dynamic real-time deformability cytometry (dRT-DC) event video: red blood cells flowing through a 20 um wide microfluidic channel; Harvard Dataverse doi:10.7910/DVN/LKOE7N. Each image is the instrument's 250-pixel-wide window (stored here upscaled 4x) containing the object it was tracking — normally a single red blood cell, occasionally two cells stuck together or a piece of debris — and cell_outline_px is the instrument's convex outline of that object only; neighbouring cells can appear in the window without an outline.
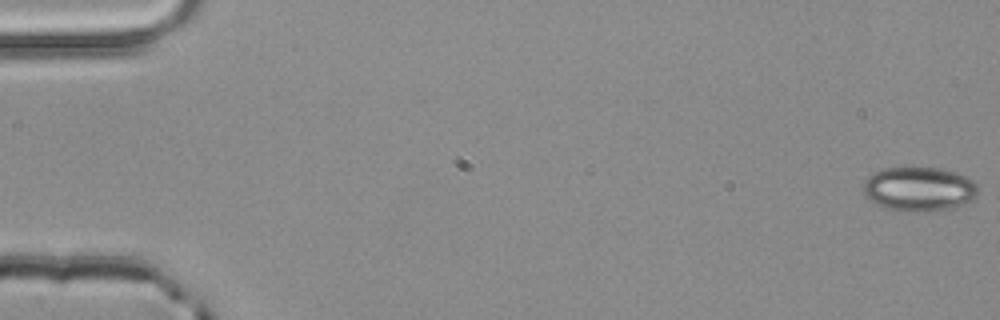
{"species": "common noctule bat (a hibernating species)", "species_latin": "Nyctalus noctula", "temperature_condition": "room temperature", "stored_images_in_passage": 53, "camera_frame_rate_fps": 3000, "um_per_image_px": 0.085, "animal": {"sex": "male", "body_mass_g": 20.4}, "frame": {"image": 1, "passage_image": 1, "time_ms": 0.0, "image_size_px": [1000, 320], "cell_outline_px": [[976, 192], [972, 200], [948, 208], [884, 208], [876, 204], [864, 192], [864, 180], [868, 176], [884, 168], [940, 168], [964, 176], [972, 180], [976, 184]], "centroid_in_image_um": [78.09, 16.0], "position_along_channel_um": 6.9, "area_um2": 27.92}}
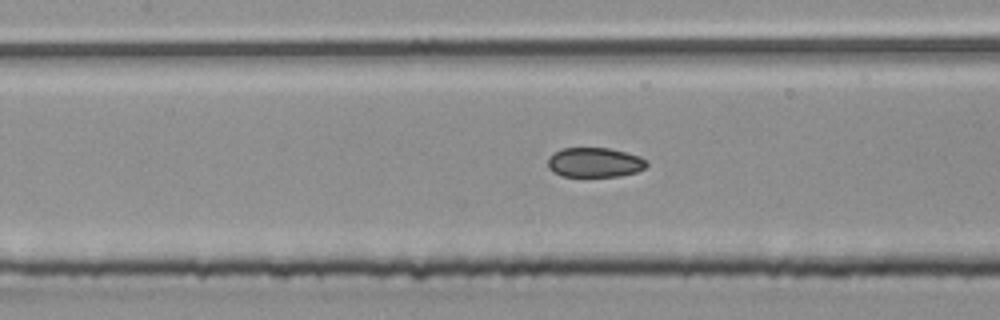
{"frame": {"image": 2, "passage_image": 25, "time_ms": 8.0, "image_size_px": [1000, 320], "cell_outline_px": [[648, 164], [644, 168], [636, 172], [620, 176], [564, 176], [552, 172], [548, 168], [548, 156], [552, 152], [560, 148], [608, 148], [628, 152], [640, 156]], "centroid_in_image_um": [50.51, 13.79], "position_along_channel_um": 156.9, "area_um2": 17.22}}
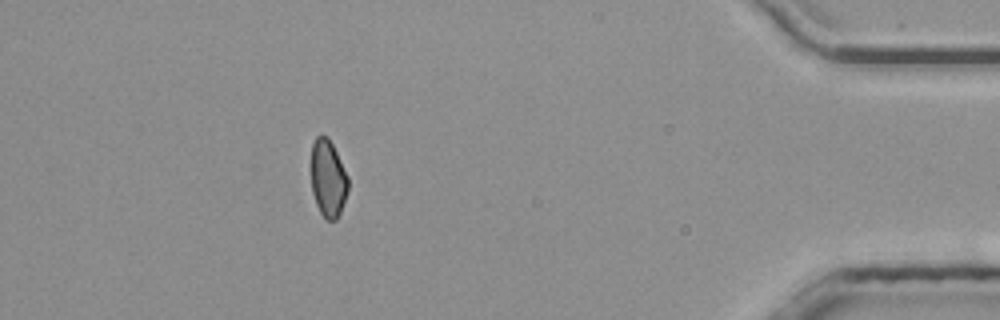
{"frame": {"image": 3, "passage_image": 48, "time_ms": 15.667, "image_size_px": [1000, 320], "cell_outline_px": [[348, 192], [340, 212], [336, 220], [328, 220], [320, 212], [316, 204], [312, 192], [312, 144], [316, 136], [328, 136], [348, 176]], "centroid_in_image_um": [27.89, 15.17], "position_along_channel_um": 407.3, "area_um2": 16.47}, "authors_computed_cell_mechanics": {"area_um2": 17.8602, "velocity_mm_per_s": 3.9821, "shape_relaxation_time_tau1_ms": null, "shape_relaxation_time_tau2_ms": 8.2624, "deformation_change_tau1": null, "deformation_change_tau2": 0.1126}}